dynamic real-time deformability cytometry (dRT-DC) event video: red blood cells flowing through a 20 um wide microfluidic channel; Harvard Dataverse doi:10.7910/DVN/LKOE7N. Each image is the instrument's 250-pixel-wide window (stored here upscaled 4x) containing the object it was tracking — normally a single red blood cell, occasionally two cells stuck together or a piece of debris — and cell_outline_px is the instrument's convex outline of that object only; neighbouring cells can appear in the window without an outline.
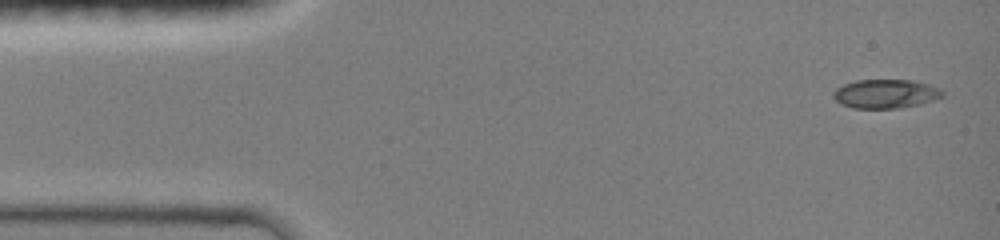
{"species": "common noctule bat (a hibernating species)", "species_latin": "Nyctalus noctula", "temperature_condition": "room temperature", "stored_images_in_passage": 7, "camera_frame_rate_fps": 3000, "um_per_image_px": 0.085, "animal": {"sex": "female", "body_mass_g": 19.0, "forearm_length_mm": 51.5}, "frame": {"image": 1, "passage_image": 1, "time_ms": 0.0, "image_size_px": [1000, 240], "cell_outline_px": [[944, 96], [920, 104], [900, 108], [852, 108], [840, 104], [832, 96], [836, 88], [844, 84], [856, 80], [912, 80], [928, 84], [940, 88], [944, 92]], "centroid_in_image_um": [75.27, 7.97], "position_along_channel_um": 9.7, "area_um2": 18.44}}
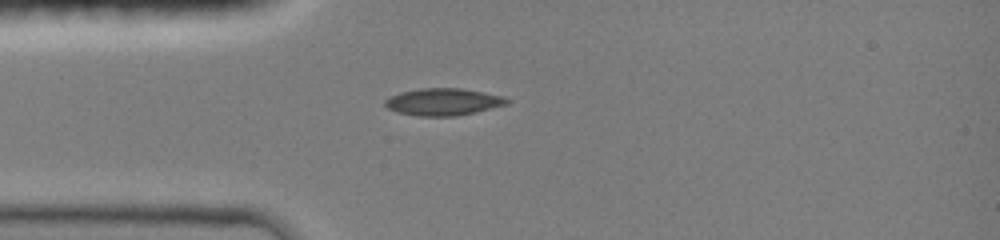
{"frame": {"image": 2, "passage_image": 6, "time_ms": 3.333, "image_size_px": [1000, 240], "cell_outline_px": [[512, 100], [508, 104], [476, 112], [452, 116], [416, 116], [396, 112], [388, 108], [384, 104], [384, 100], [400, 92], [420, 88], [460, 88], [484, 92], [504, 96]], "centroid_in_image_um": [37.69, 8.65], "position_along_channel_um": 47.3, "area_um2": 19.36}}